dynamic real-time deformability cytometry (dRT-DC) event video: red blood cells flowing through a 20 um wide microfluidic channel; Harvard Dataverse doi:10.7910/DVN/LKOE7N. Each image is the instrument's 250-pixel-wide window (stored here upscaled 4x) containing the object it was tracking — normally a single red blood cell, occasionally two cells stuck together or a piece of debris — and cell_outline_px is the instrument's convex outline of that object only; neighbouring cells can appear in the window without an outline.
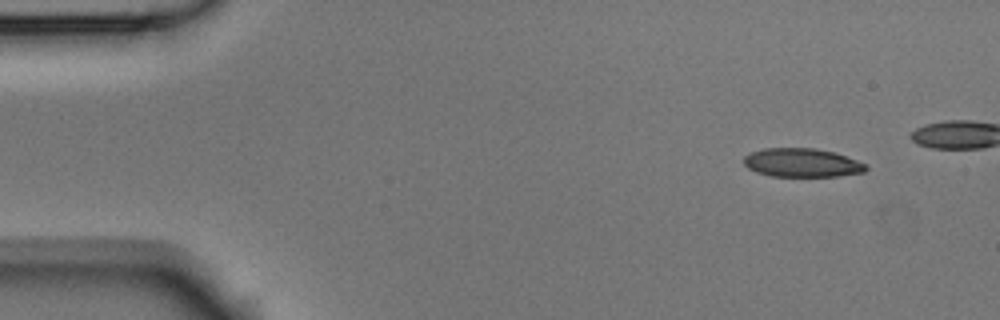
{"species": "Egyptian fruit bat (a non-hibernating species)", "species_latin": "Rousettus aegyptiacus", "temperature_condition": "room temperature", "stored_images_in_passage": 4, "camera_frame_rate_fps": 3000, "um_per_image_px": 0.085, "animal": {"sex": "male"}, "frame": {"image": 1, "passage_image": 1, "time_ms": 0.0, "image_size_px": [1000, 320], "cell_outline_px": [[868, 168], [864, 172], [836, 176], [772, 176], [756, 172], [748, 168], [744, 164], [744, 156], [752, 152], [764, 148], [816, 148], [832, 152], [868, 164]], "centroid_in_image_um": [68.16, 13.83], "position_along_channel_um": 16.8, "area_um2": 20.29}}